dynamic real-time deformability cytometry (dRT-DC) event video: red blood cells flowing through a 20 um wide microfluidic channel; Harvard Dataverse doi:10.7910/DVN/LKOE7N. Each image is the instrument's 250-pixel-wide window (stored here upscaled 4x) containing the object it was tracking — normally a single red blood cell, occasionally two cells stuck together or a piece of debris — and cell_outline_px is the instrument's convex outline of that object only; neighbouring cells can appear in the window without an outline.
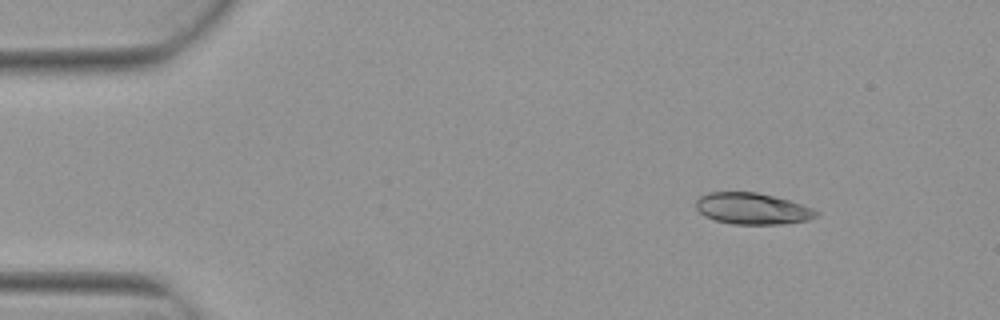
{"species": "Egyptian fruit bat (a non-hibernating species)", "species_latin": "Rousettus aegyptiacus", "temperature_condition": "warm", "stored_images_in_passage": 5, "camera_frame_rate_fps": 3000, "um_per_image_px": 0.085, "animal": {"sex": "female"}, "frame": {"image": 1, "passage_image": 1, "time_ms": 0.0, "image_size_px": [1000, 320], "cell_outline_px": [[820, 212], [816, 216], [808, 220], [784, 224], [732, 224], [716, 220], [704, 216], [696, 208], [696, 200], [700, 196], [708, 192], [756, 192], [788, 200], [812, 208]], "centroid_in_image_um": [63.93, 17.74], "position_along_channel_um": 21.1, "area_um2": 21.91}}
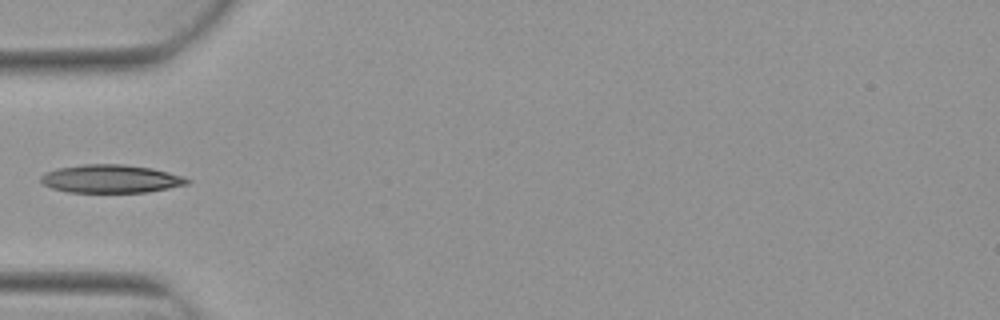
{"frame": {"image": 2, "passage_image": 4, "time_ms": 1.0, "image_size_px": [1000, 320], "cell_outline_px": [[192, 180], [188, 184], [148, 192], [68, 192], [52, 188], [44, 184], [40, 180], [40, 176], [44, 172], [56, 168], [84, 164], [124, 164], [152, 168], [184, 176]], "centroid_in_image_um": [9.42, 15.19], "position_along_channel_um": 75.6, "area_um2": 24.16}}
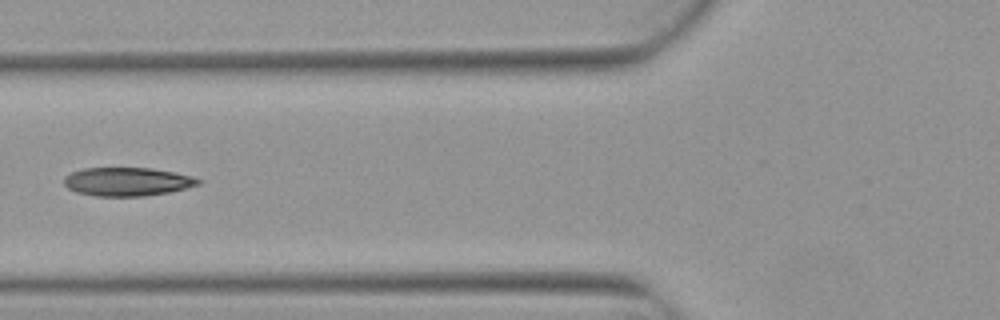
{"frame": {"image": 3, "passage_image": 5, "time_ms": 1.333, "image_size_px": [1000, 320], "cell_outline_px": [[204, 180], [200, 184], [168, 192], [144, 196], [96, 196], [76, 192], [68, 188], [64, 184], [64, 176], [72, 172], [84, 168], [152, 168], [192, 176]], "centroid_in_image_um": [10.81, 15.44], "position_along_channel_um": 115.0, "area_um2": 22.25}}